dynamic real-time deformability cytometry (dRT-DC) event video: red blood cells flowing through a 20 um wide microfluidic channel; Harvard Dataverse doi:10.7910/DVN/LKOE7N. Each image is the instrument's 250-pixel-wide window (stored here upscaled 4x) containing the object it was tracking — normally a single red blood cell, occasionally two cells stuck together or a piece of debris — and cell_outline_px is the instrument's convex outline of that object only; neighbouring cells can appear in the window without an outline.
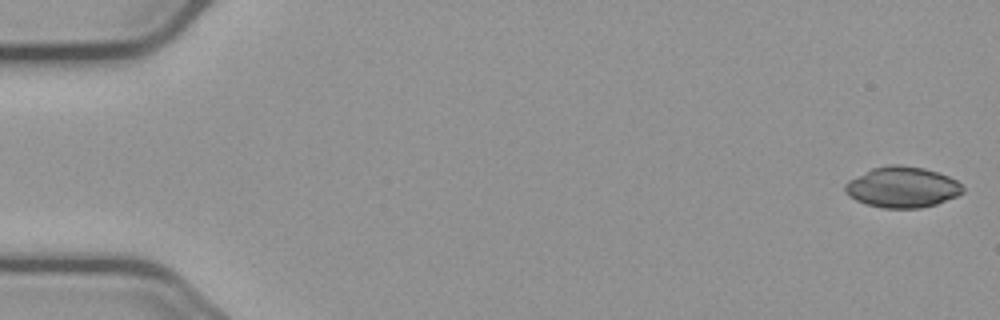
{"species": "common noctule bat (a hibernating species)", "species_latin": "Nyctalus noctula", "temperature_condition": "cold", "stored_images_in_passage": 10, "camera_frame_rate_fps": 3000, "um_per_image_px": 0.085, "animal": {"sex": "male", "body_mass_g": 23.1, "forearm_length_mm": 52.7}, "frame": {"image": 1, "passage_image": 1, "time_ms": 0.0, "image_size_px": [1000, 320], "cell_outline_px": [[964, 192], [956, 196], [936, 204], [920, 208], [884, 208], [864, 204], [848, 196], [844, 192], [844, 184], [848, 180], [872, 168], [888, 164], [900, 164], [924, 168], [948, 176], [956, 180], [964, 188]], "centroid_in_image_um": [76.65, 15.91], "position_along_channel_um": 8.3, "area_um2": 28.15}}